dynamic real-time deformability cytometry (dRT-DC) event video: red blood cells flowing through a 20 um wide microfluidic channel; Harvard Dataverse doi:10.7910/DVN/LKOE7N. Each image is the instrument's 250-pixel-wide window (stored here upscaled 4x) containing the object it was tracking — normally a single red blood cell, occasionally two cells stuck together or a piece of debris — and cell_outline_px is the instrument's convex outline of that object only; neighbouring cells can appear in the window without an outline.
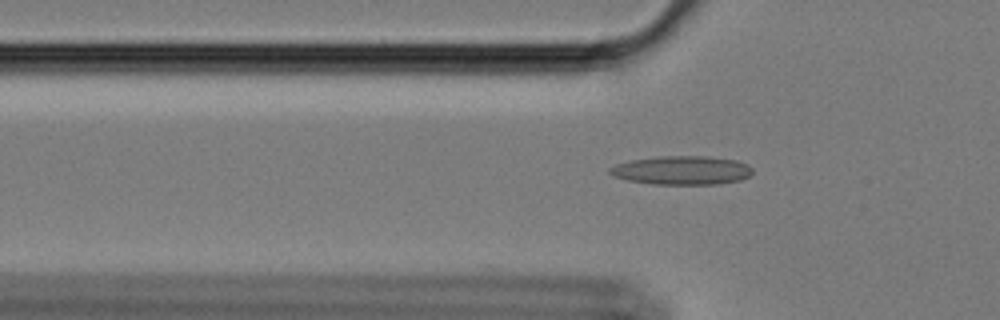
{"species": "Egyptian fruit bat (a non-hibernating species)", "species_latin": "Rousettus aegyptiacus", "temperature_condition": "cold", "stored_images_in_passage": 59, "camera_frame_rate_fps": 3000, "um_per_image_px": 0.085, "animal": {"sex": "female"}, "frame": {"image": 1, "passage_image": 19, "time_ms": 6.0, "image_size_px": [1000, 320], "cell_outline_px": [[752, 172], [748, 176], [740, 180], [716, 184], [656, 184], [628, 180], [612, 176], [608, 172], [608, 168], [616, 164], [632, 160], [656, 156], [708, 156], [736, 160], [748, 164], [752, 168]], "centroid_in_image_um": [57.94, 14.47], "position_along_channel_um": 67.9, "area_um2": 23.93}}
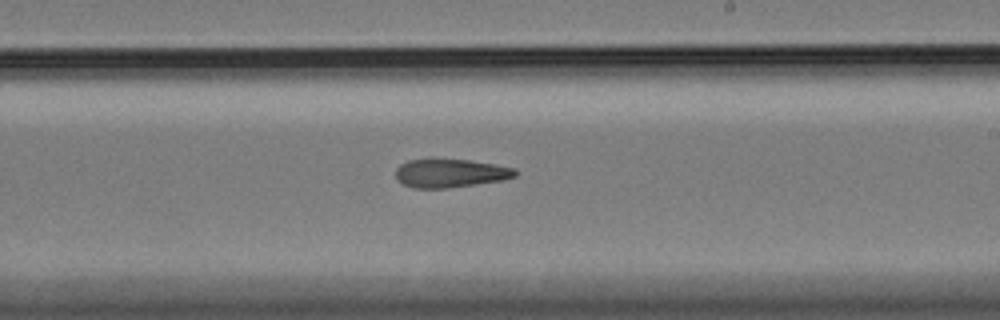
{"frame": {"image": 2, "passage_image": 35, "time_ms": 11.333, "image_size_px": [1000, 320], "cell_outline_px": [[520, 172], [516, 176], [504, 180], [448, 188], [412, 188], [404, 184], [396, 176], [396, 168], [400, 164], [408, 160], [432, 156], [468, 160], [496, 164], [516, 168]], "centroid_in_image_um": [38.29, 14.68], "position_along_channel_um": 250.7, "area_um2": 20.63}}
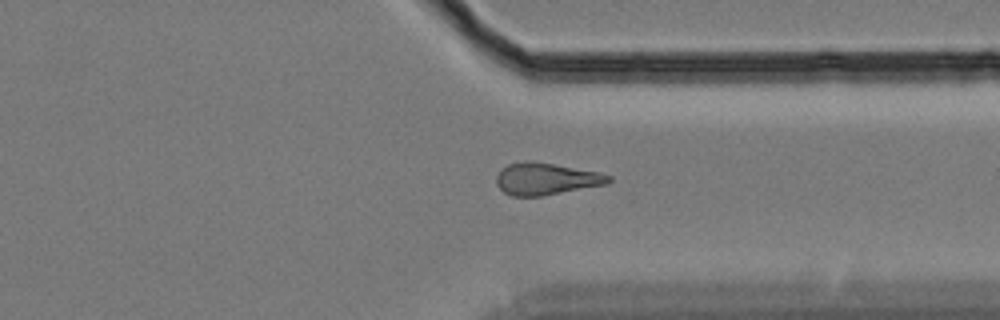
{"frame": {"image": 3, "passage_image": 45, "time_ms": 14.667, "image_size_px": [1000, 320], "cell_outline_px": [[612, 180], [608, 184], [544, 196], [512, 196], [504, 192], [496, 184], [496, 176], [500, 168], [508, 164], [528, 160], [532, 160], [600, 172], [612, 176]], "centroid_in_image_um": [46.42, 15.2], "position_along_channel_um": 365.0, "area_um2": 21.27}, "authors_computed_cell_mechanics": {"area_um2": 20.8658, "velocity_mm_per_s": 3.4259, "shape_relaxation_time_tau1_ms": null, "shape_relaxation_time_tau2_ms": 6.4067, "deformation_change_tau1": null, "deformation_change_tau2": 0.1702}}